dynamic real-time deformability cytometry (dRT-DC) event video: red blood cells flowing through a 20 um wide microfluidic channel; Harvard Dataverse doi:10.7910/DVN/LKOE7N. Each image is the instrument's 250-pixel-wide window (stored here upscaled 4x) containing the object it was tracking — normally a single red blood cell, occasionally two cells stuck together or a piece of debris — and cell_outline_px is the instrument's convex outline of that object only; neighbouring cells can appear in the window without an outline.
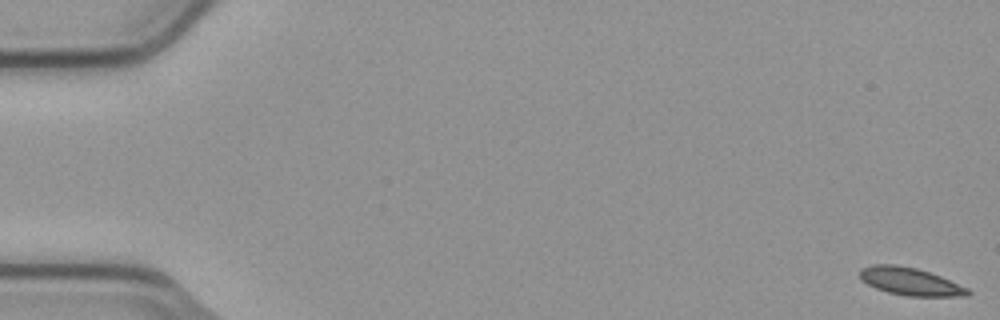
{"species": "common noctule bat (a hibernating species)", "species_latin": "Nyctalus noctula", "temperature_condition": "cold", "stored_images_in_passage": 6, "camera_frame_rate_fps": 3000, "um_per_image_px": 0.085, "animal": {"sex": "male", "body_mass_g": 23.1, "forearm_length_mm": 52.7}, "frame": {"image": 1, "passage_image": 1, "time_ms": 0.0, "image_size_px": [1000, 320], "cell_outline_px": [[972, 292], [968, 296], [904, 296], [888, 292], [876, 288], [860, 280], [860, 268], [872, 264], [896, 264], [916, 268], [940, 276], [968, 288]], "centroid_in_image_um": [77.35, 23.92], "position_along_channel_um": 7.7, "area_um2": 17.46}}
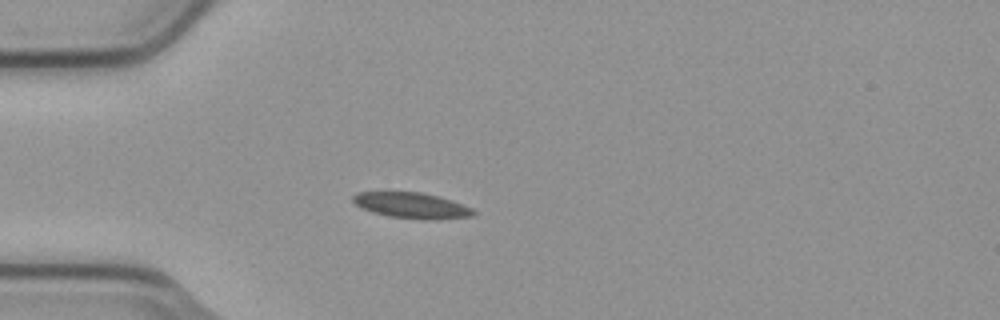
{"frame": {"image": 2, "passage_image": 5, "time_ms": 1.333, "image_size_px": [1000, 320], "cell_outline_px": [[476, 212], [472, 216], [432, 220], [420, 220], [388, 216], [372, 212], [360, 208], [352, 200], [352, 196], [356, 192], [420, 192], [440, 196], [472, 208]], "centroid_in_image_um": [34.97, 17.47], "position_along_channel_um": 50.0, "area_um2": 18.21}}